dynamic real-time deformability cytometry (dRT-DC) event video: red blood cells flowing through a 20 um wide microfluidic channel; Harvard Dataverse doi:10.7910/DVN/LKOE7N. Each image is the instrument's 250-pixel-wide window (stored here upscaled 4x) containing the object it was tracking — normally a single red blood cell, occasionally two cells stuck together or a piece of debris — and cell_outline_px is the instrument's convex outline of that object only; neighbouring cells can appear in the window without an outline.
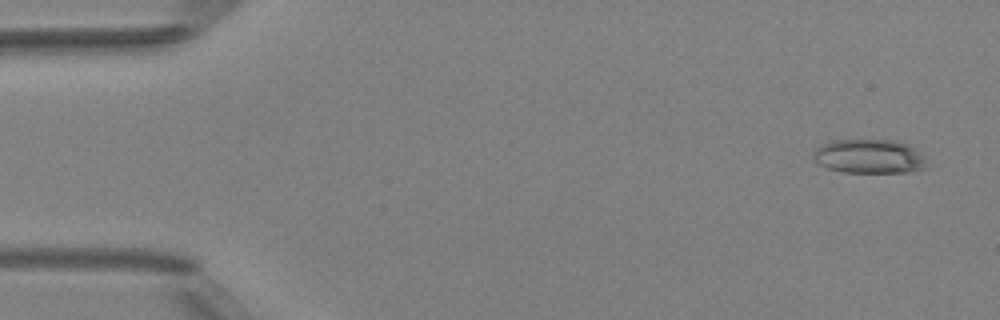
{"species": "Egyptian fruit bat (a non-hibernating species)", "species_latin": "Rousettus aegyptiacus", "temperature_condition": "room temperature", "stored_images_in_passage": 5, "camera_frame_rate_fps": 3000, "um_per_image_px": 0.085, "animal": {"sex": "female"}, "frame": {"image": 1, "passage_image": 1, "time_ms": 0.0, "image_size_px": [1000, 320], "cell_outline_px": [[928, 168], [912, 172], [844, 172], [828, 168], [820, 164], [816, 160], [816, 148], [832, 140], [896, 140], [908, 144], [924, 156]], "centroid_in_image_um": [73.97, 13.3], "position_along_channel_um": 11.0, "area_um2": 22.37}}
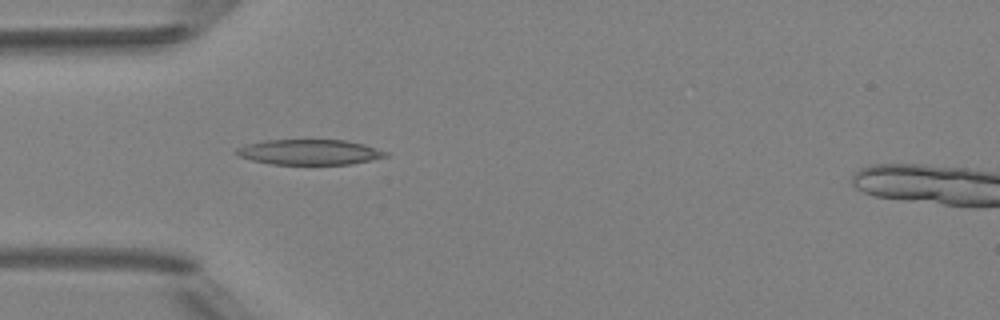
{"frame": {"image": 2, "passage_image": 4, "time_ms": 4.333, "image_size_px": [1000, 320], "cell_outline_px": [[388, 156], [352, 164], [272, 164], [252, 160], [240, 156], [232, 152], [236, 148], [248, 144], [264, 140], [344, 140], [364, 144], [388, 152]], "centroid_in_image_um": [26.29, 12.93], "position_along_channel_um": 58.7, "area_um2": 21.91}}